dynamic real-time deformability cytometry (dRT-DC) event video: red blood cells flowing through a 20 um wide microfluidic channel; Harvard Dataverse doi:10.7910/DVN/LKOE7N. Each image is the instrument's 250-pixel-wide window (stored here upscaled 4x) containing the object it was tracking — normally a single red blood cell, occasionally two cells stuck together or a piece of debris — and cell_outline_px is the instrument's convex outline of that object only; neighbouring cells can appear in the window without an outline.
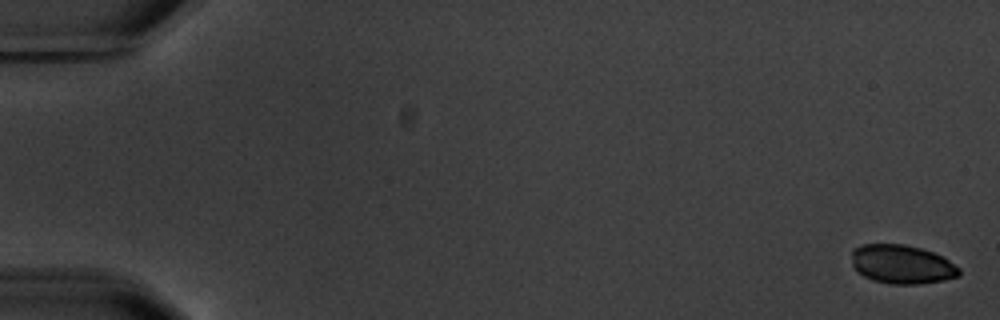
{"species": "common noctule bat (a hibernating species)", "species_latin": "Nyctalus noctula", "temperature_condition": "warm", "stored_images_in_passage": 5, "camera_frame_rate_fps": 3000, "um_per_image_px": 0.085, "animal": {"sex": "male", "body_mass_g": 20.1, "forearm_length_mm": 53.5}, "frame": {"image": 1, "passage_image": 1, "time_ms": 0.0, "image_size_px": [1000, 320], "cell_outline_px": [[960, 276], [944, 280], [920, 284], [892, 284], [872, 280], [856, 272], [852, 264], [852, 248], [864, 244], [904, 244], [920, 248], [932, 252], [948, 260], [960, 268]], "centroid_in_image_um": [76.64, 22.47], "position_along_channel_um": 8.4, "area_um2": 24.45}}
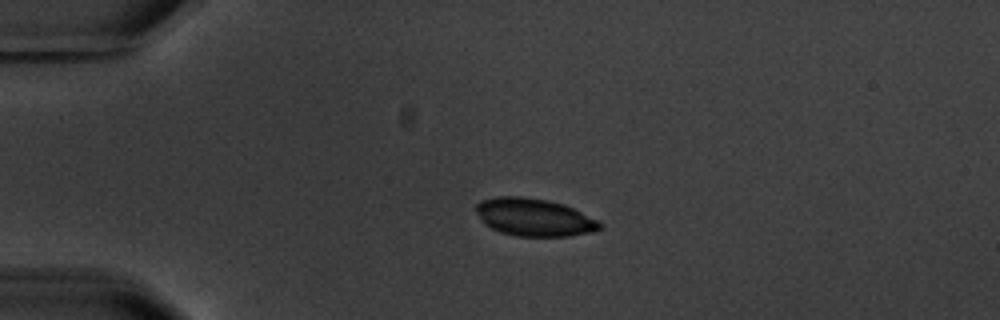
{"frame": {"image": 2, "passage_image": 4, "time_ms": 4.333, "image_size_px": [1000, 320], "cell_outline_px": [[604, 228], [588, 232], [568, 236], [516, 236], [500, 232], [484, 224], [476, 212], [476, 204], [480, 200], [496, 196], [520, 196], [544, 200], [564, 204], [600, 220], [604, 224]], "centroid_in_image_um": [45.41, 18.47], "position_along_channel_um": 39.6, "area_um2": 27.28}}